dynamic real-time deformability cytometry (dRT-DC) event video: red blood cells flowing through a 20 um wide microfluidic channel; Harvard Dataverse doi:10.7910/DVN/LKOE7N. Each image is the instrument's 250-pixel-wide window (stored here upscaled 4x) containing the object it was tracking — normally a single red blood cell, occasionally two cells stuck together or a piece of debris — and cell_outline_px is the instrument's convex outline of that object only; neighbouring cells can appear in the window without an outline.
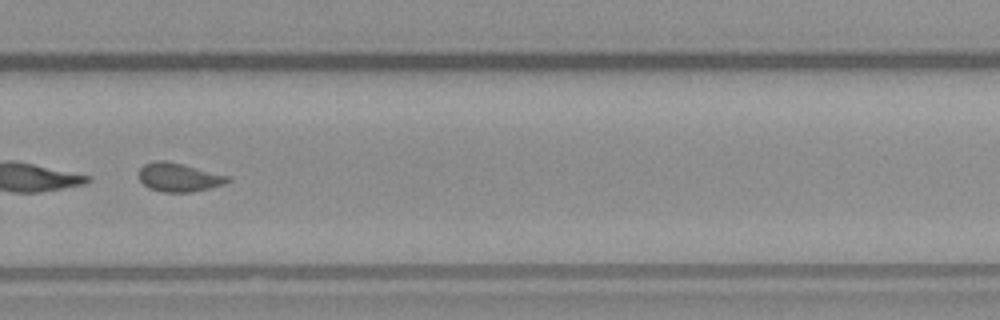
{"species": "common noctule bat (a hibernating species)", "species_latin": "Nyctalus noctula", "temperature_condition": "warm", "stored_images_in_passage": 52, "segment_of_instrument_passage": [2, 2], "camera_frame_rate_fps": 3000, "um_per_image_px": 0.085, "animal": {"sex": "male", "body_mass_g": 23.1, "forearm_length_mm": 52.7}, "frame": {"image": 1, "passage_image": 36, "time_ms": 11.667, "image_size_px": [1000, 320], "cell_outline_px": [[232, 180], [224, 184], [212, 188], [192, 192], [164, 192], [148, 188], [140, 180], [136, 172], [144, 164], [156, 160], [164, 160], [184, 164], [232, 176]], "centroid_in_image_um": [15.23, 15.06], "position_along_channel_um": 314.6, "area_um2": 15.26}}